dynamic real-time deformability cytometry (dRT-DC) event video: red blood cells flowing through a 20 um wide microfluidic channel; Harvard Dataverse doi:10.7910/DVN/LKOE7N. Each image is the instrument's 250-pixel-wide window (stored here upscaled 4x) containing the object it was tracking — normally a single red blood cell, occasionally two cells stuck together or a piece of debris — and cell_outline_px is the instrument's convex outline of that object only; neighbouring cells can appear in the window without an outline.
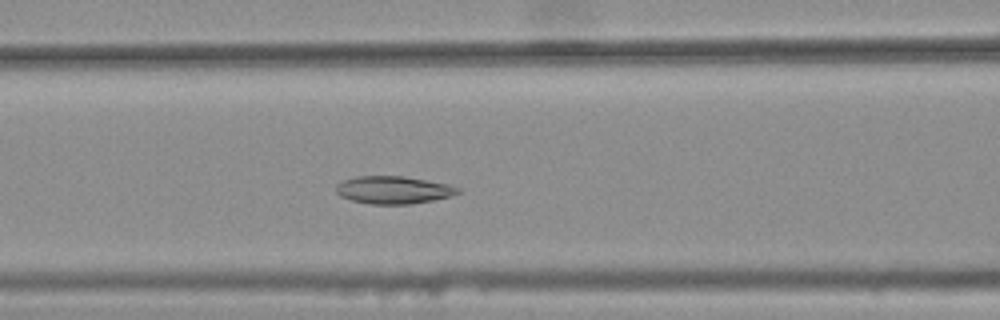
{"species": "common noctule bat (a hibernating species)", "species_latin": "Nyctalus noctula", "temperature_condition": "warm", "stored_images_in_passage": 42, "camera_frame_rate_fps": 3000, "um_per_image_px": 0.085, "animal": {"sex": "female", "body_mass_g": 25.1}, "frame": {"image": 1, "passage_image": 20, "time_ms": 6.333, "image_size_px": [1000, 320], "cell_outline_px": [[460, 192], [448, 196], [432, 200], [408, 204], [368, 204], [352, 200], [340, 196], [336, 192], [336, 184], [344, 180], [356, 176], [404, 176], [448, 184], [460, 188]], "centroid_in_image_um": [33.4, 16.14], "position_along_channel_um": 133.2, "area_um2": 19.48}}
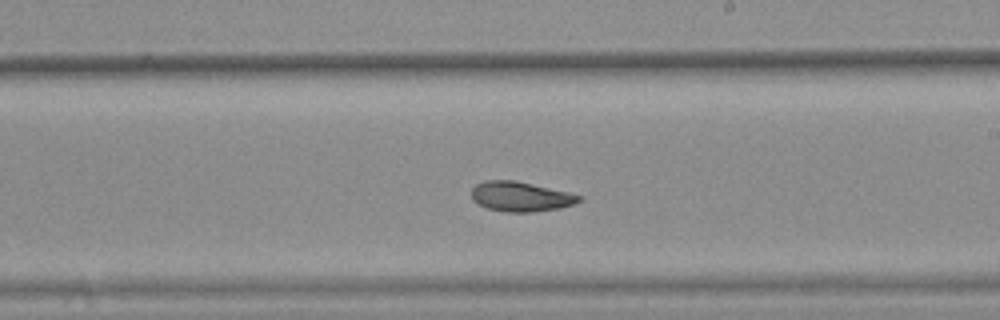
{"frame": {"image": 2, "passage_image": 29, "time_ms": 9.333, "image_size_px": [1000, 320], "cell_outline_px": [[584, 196], [580, 200], [572, 204], [560, 208], [532, 212], [508, 212], [488, 208], [476, 204], [472, 200], [472, 188], [476, 184], [484, 180], [516, 180], [568, 192]], "centroid_in_image_um": [44.23, 16.7], "position_along_channel_um": 244.8, "area_um2": 18.73}}
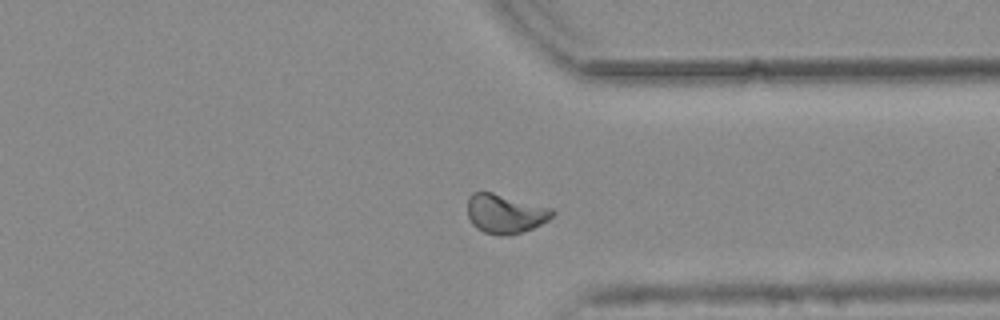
{"frame": {"image": 3, "passage_image": 39, "time_ms": 12.667, "image_size_px": [1000, 320], "cell_outline_px": [[556, 212], [548, 220], [532, 228], [520, 232], [500, 236], [496, 236], [484, 232], [476, 228], [472, 224], [468, 216], [468, 196], [472, 192], [492, 192], [552, 208]], "centroid_in_image_um": [42.91, 18.16], "position_along_channel_um": 368.5, "area_um2": 19.31}, "authors_computed_cell_mechanics": {"area_um2": 19.3919, "velocity_mm_per_s": 3.7286, "shape_relaxation_time_tau1_ms": null, "shape_relaxation_time_tau2_ms": 3.1352, "deformation_change_tau1": null, "deformation_change_tau2": 0.0665}}